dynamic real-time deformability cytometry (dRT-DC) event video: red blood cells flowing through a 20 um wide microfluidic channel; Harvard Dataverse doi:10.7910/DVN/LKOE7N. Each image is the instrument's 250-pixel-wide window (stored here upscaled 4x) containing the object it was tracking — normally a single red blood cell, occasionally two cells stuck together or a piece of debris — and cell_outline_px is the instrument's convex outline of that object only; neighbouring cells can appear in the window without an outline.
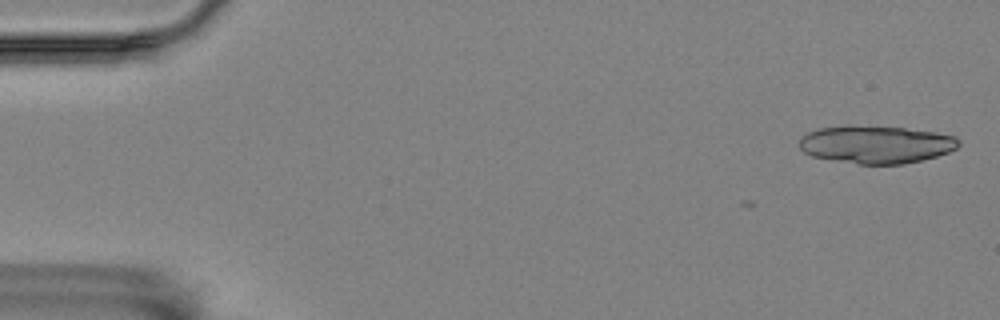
{"species": "Egyptian fruit bat (a non-hibernating species)", "species_latin": "Rousettus aegyptiacus", "temperature_condition": "room temperature", "stored_images_in_passage": 6, "camera_frame_rate_fps": 3000, "um_per_image_px": 0.085, "animal": {"sex": "female"}, "frame": {"image": 1, "passage_image": 1, "time_ms": 0.0, "image_size_px": [1000, 320], "cell_outline_px": [[960, 144], [956, 148], [948, 152], [936, 156], [904, 164], [860, 164], [812, 156], [804, 152], [800, 148], [800, 140], [808, 132], [820, 128], [844, 124], [852, 124], [904, 128], [936, 132], [956, 136], [960, 140]], "centroid_in_image_um": [74.47, 12.25], "position_along_channel_um": 10.5, "area_um2": 35.2}}
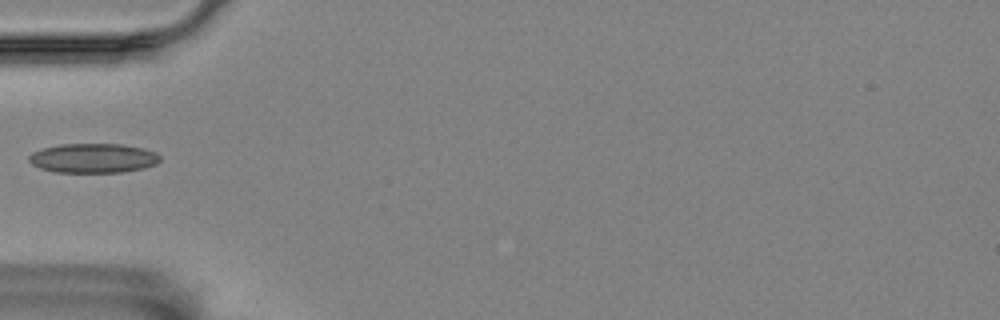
{"frame": {"image": 2, "passage_image": 6, "time_ms": 1.667, "image_size_px": [1000, 320], "cell_outline_px": [[160, 160], [156, 164], [144, 168], [120, 172], [52, 172], [40, 168], [32, 164], [28, 160], [28, 156], [32, 152], [44, 148], [60, 144], [120, 144], [144, 148], [156, 152], [160, 156]], "centroid_in_image_um": [7.92, 13.44], "position_along_channel_um": 77.1, "area_um2": 22.54}}